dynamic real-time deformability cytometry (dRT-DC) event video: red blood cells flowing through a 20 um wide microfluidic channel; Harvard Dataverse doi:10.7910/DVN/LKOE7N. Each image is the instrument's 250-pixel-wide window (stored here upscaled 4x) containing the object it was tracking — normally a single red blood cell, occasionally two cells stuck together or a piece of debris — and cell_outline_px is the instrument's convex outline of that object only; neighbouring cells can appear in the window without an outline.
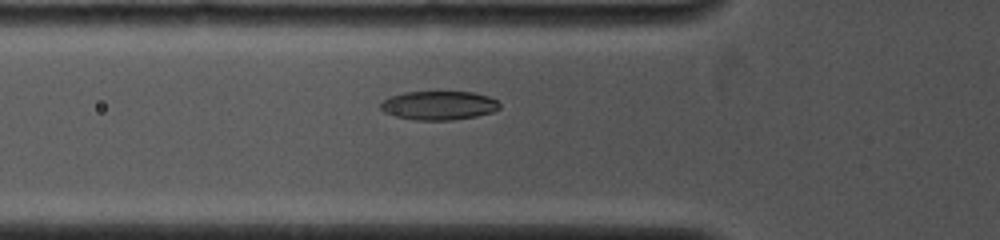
{"species": "common noctule bat (a hibernating species)", "species_latin": "Nyctalus noctula", "temperature_condition": "cold", "stored_images_in_passage": 29, "camera_frame_rate_fps": 4000, "um_per_image_px": 0.085, "animal": {"sex": "female", "body_mass_g": 19.0, "forearm_length_mm": 53.3}, "frame": {"image": 1, "passage_image": 9, "time_ms": 3.5, "image_size_px": [1000, 240], "cell_outline_px": [[500, 108], [492, 112], [476, 116], [452, 120], [416, 120], [396, 116], [384, 112], [380, 108], [380, 104], [388, 96], [404, 92], [472, 92], [488, 96], [496, 100], [500, 104]], "centroid_in_image_um": [37.28, 8.96], "position_along_channel_um": 88.5, "area_um2": 20.0}}
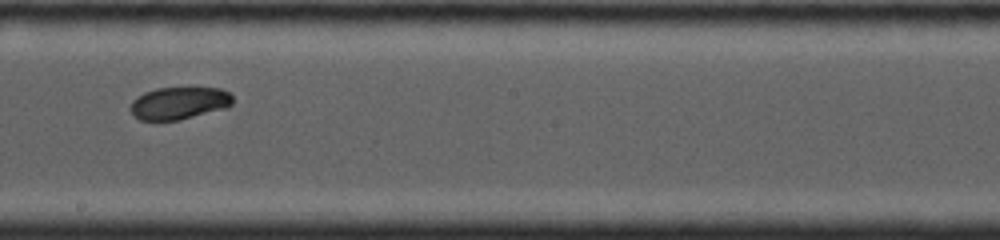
{"frame": {"image": 2, "passage_image": 17, "time_ms": 7.0, "image_size_px": [1000, 240], "cell_outline_px": [[232, 104], [228, 108], [180, 120], [140, 120], [132, 116], [128, 108], [132, 100], [136, 96], [144, 92], [156, 88], [220, 88], [228, 92], [232, 96]], "centroid_in_image_um": [15.18, 8.77], "position_along_channel_um": 233.0, "area_um2": 19.65}}
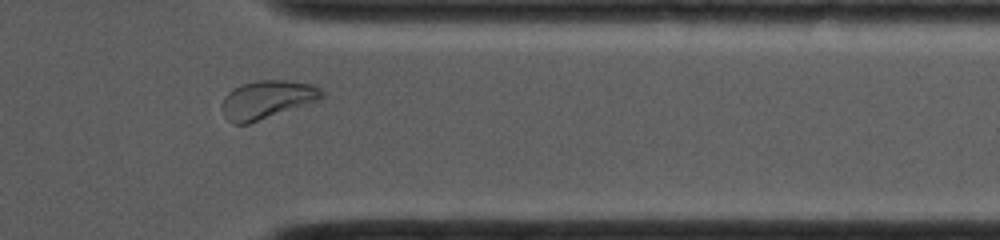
{"frame": {"image": 3, "passage_image": 26, "time_ms": 10.75, "image_size_px": [1000, 240], "cell_outline_px": [[324, 96], [320, 100], [248, 124], [232, 124], [224, 116], [224, 96], [232, 88], [256, 80], [288, 80], [312, 84], [320, 88], [324, 92]], "centroid_in_image_um": [22.73, 8.46], "position_along_channel_um": 388.7, "area_um2": 22.2}, "authors_computed_cell_mechanics": {"area_um2": 20.23, "velocity_mm_per_s": 4.1335, "shape_relaxation_time_tau1_ms": 2.5106, "shape_relaxation_time_tau2_ms": null, "deformation_change_tau1": 0.104, "deformation_change_tau2": null}}